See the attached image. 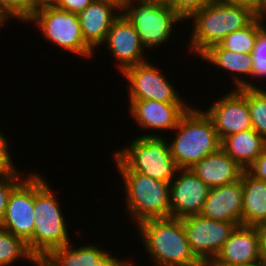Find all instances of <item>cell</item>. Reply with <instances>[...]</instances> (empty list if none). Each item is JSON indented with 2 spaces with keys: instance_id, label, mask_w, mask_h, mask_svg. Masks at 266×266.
<instances>
[{
  "instance_id": "1",
  "label": "cell",
  "mask_w": 266,
  "mask_h": 266,
  "mask_svg": "<svg viewBox=\"0 0 266 266\" xmlns=\"http://www.w3.org/2000/svg\"><path fill=\"white\" fill-rule=\"evenodd\" d=\"M135 229L152 266H190L199 261L187 240L182 218L148 219Z\"/></svg>"
},
{
  "instance_id": "2",
  "label": "cell",
  "mask_w": 266,
  "mask_h": 266,
  "mask_svg": "<svg viewBox=\"0 0 266 266\" xmlns=\"http://www.w3.org/2000/svg\"><path fill=\"white\" fill-rule=\"evenodd\" d=\"M201 109L190 105L174 129L175 137H169L171 155L178 169H190L220 148L217 131L210 117Z\"/></svg>"
},
{
  "instance_id": "3",
  "label": "cell",
  "mask_w": 266,
  "mask_h": 266,
  "mask_svg": "<svg viewBox=\"0 0 266 266\" xmlns=\"http://www.w3.org/2000/svg\"><path fill=\"white\" fill-rule=\"evenodd\" d=\"M256 15L250 10L219 0L210 2L190 19L193 25L188 50L199 57L209 47L221 42L228 34L250 25ZM192 52V53H191Z\"/></svg>"
},
{
  "instance_id": "4",
  "label": "cell",
  "mask_w": 266,
  "mask_h": 266,
  "mask_svg": "<svg viewBox=\"0 0 266 266\" xmlns=\"http://www.w3.org/2000/svg\"><path fill=\"white\" fill-rule=\"evenodd\" d=\"M116 168L123 179L125 210L136 226L148 219L170 218V183L131 171L115 154Z\"/></svg>"
},
{
  "instance_id": "5",
  "label": "cell",
  "mask_w": 266,
  "mask_h": 266,
  "mask_svg": "<svg viewBox=\"0 0 266 266\" xmlns=\"http://www.w3.org/2000/svg\"><path fill=\"white\" fill-rule=\"evenodd\" d=\"M42 177V174L34 173L33 254L39 261L51 250L71 241L59 200L52 186Z\"/></svg>"
},
{
  "instance_id": "6",
  "label": "cell",
  "mask_w": 266,
  "mask_h": 266,
  "mask_svg": "<svg viewBox=\"0 0 266 266\" xmlns=\"http://www.w3.org/2000/svg\"><path fill=\"white\" fill-rule=\"evenodd\" d=\"M121 12L132 23L147 51L169 42L174 27L183 22L166 0H126Z\"/></svg>"
},
{
  "instance_id": "7",
  "label": "cell",
  "mask_w": 266,
  "mask_h": 266,
  "mask_svg": "<svg viewBox=\"0 0 266 266\" xmlns=\"http://www.w3.org/2000/svg\"><path fill=\"white\" fill-rule=\"evenodd\" d=\"M169 140L164 137L136 136L128 147L115 154L131 171L162 182L171 183L178 167L171 155Z\"/></svg>"
},
{
  "instance_id": "8",
  "label": "cell",
  "mask_w": 266,
  "mask_h": 266,
  "mask_svg": "<svg viewBox=\"0 0 266 266\" xmlns=\"http://www.w3.org/2000/svg\"><path fill=\"white\" fill-rule=\"evenodd\" d=\"M32 23L50 44L76 56L93 58L94 51L85 43L78 14L55 6L40 8L26 23Z\"/></svg>"
},
{
  "instance_id": "9",
  "label": "cell",
  "mask_w": 266,
  "mask_h": 266,
  "mask_svg": "<svg viewBox=\"0 0 266 266\" xmlns=\"http://www.w3.org/2000/svg\"><path fill=\"white\" fill-rule=\"evenodd\" d=\"M149 60L126 68L121 74L127 81L128 100H155L164 103H187L166 79L163 70Z\"/></svg>"
},
{
  "instance_id": "10",
  "label": "cell",
  "mask_w": 266,
  "mask_h": 266,
  "mask_svg": "<svg viewBox=\"0 0 266 266\" xmlns=\"http://www.w3.org/2000/svg\"><path fill=\"white\" fill-rule=\"evenodd\" d=\"M192 252L199 260H214L236 223L222 222L197 215L182 218Z\"/></svg>"
},
{
  "instance_id": "11",
  "label": "cell",
  "mask_w": 266,
  "mask_h": 266,
  "mask_svg": "<svg viewBox=\"0 0 266 266\" xmlns=\"http://www.w3.org/2000/svg\"><path fill=\"white\" fill-rule=\"evenodd\" d=\"M29 174L11 192L0 228L23 239L33 253L34 172Z\"/></svg>"
},
{
  "instance_id": "12",
  "label": "cell",
  "mask_w": 266,
  "mask_h": 266,
  "mask_svg": "<svg viewBox=\"0 0 266 266\" xmlns=\"http://www.w3.org/2000/svg\"><path fill=\"white\" fill-rule=\"evenodd\" d=\"M222 94L223 96L217 97V101L204 110L210 117L220 141L229 135L253 129L248 109L247 88L231 89Z\"/></svg>"
},
{
  "instance_id": "13",
  "label": "cell",
  "mask_w": 266,
  "mask_h": 266,
  "mask_svg": "<svg viewBox=\"0 0 266 266\" xmlns=\"http://www.w3.org/2000/svg\"><path fill=\"white\" fill-rule=\"evenodd\" d=\"M187 104L164 103L155 100H129L128 110L137 127L143 128V131H152L151 135L146 133L139 136L164 137L163 134L160 135V132L155 134L154 131L173 132L181 116L189 109L190 106Z\"/></svg>"
},
{
  "instance_id": "14",
  "label": "cell",
  "mask_w": 266,
  "mask_h": 266,
  "mask_svg": "<svg viewBox=\"0 0 266 266\" xmlns=\"http://www.w3.org/2000/svg\"><path fill=\"white\" fill-rule=\"evenodd\" d=\"M103 45L104 48L107 46V50L114 58V63L117 62L115 68L120 71V74L126 68L148 60L146 49L142 46L138 33L123 13L111 25Z\"/></svg>"
},
{
  "instance_id": "15",
  "label": "cell",
  "mask_w": 266,
  "mask_h": 266,
  "mask_svg": "<svg viewBox=\"0 0 266 266\" xmlns=\"http://www.w3.org/2000/svg\"><path fill=\"white\" fill-rule=\"evenodd\" d=\"M170 183L171 218L200 214L210 188L191 169H178Z\"/></svg>"
},
{
  "instance_id": "16",
  "label": "cell",
  "mask_w": 266,
  "mask_h": 266,
  "mask_svg": "<svg viewBox=\"0 0 266 266\" xmlns=\"http://www.w3.org/2000/svg\"><path fill=\"white\" fill-rule=\"evenodd\" d=\"M119 259L99 245L89 243L74 247L72 241L51 250L40 263L43 266H133L128 259Z\"/></svg>"
},
{
  "instance_id": "17",
  "label": "cell",
  "mask_w": 266,
  "mask_h": 266,
  "mask_svg": "<svg viewBox=\"0 0 266 266\" xmlns=\"http://www.w3.org/2000/svg\"><path fill=\"white\" fill-rule=\"evenodd\" d=\"M263 258L258 227L237 226L214 261L219 266H244Z\"/></svg>"
},
{
  "instance_id": "18",
  "label": "cell",
  "mask_w": 266,
  "mask_h": 266,
  "mask_svg": "<svg viewBox=\"0 0 266 266\" xmlns=\"http://www.w3.org/2000/svg\"><path fill=\"white\" fill-rule=\"evenodd\" d=\"M242 205L243 186L240 179L235 183L211 188L200 215L241 226Z\"/></svg>"
},
{
  "instance_id": "19",
  "label": "cell",
  "mask_w": 266,
  "mask_h": 266,
  "mask_svg": "<svg viewBox=\"0 0 266 266\" xmlns=\"http://www.w3.org/2000/svg\"><path fill=\"white\" fill-rule=\"evenodd\" d=\"M121 11L122 8L116 3L94 0L78 14L84 41L93 51L101 49L111 25Z\"/></svg>"
},
{
  "instance_id": "20",
  "label": "cell",
  "mask_w": 266,
  "mask_h": 266,
  "mask_svg": "<svg viewBox=\"0 0 266 266\" xmlns=\"http://www.w3.org/2000/svg\"><path fill=\"white\" fill-rule=\"evenodd\" d=\"M198 58L215 68L231 73L234 87L232 89L248 88L253 78V57L251 54L237 53L221 48L218 44L209 47ZM238 74V75H237ZM243 75V76H242ZM248 79H246V77ZM243 78V79H242Z\"/></svg>"
},
{
  "instance_id": "21",
  "label": "cell",
  "mask_w": 266,
  "mask_h": 266,
  "mask_svg": "<svg viewBox=\"0 0 266 266\" xmlns=\"http://www.w3.org/2000/svg\"><path fill=\"white\" fill-rule=\"evenodd\" d=\"M190 169L210 189L237 182L244 171L221 147Z\"/></svg>"
},
{
  "instance_id": "22",
  "label": "cell",
  "mask_w": 266,
  "mask_h": 266,
  "mask_svg": "<svg viewBox=\"0 0 266 266\" xmlns=\"http://www.w3.org/2000/svg\"><path fill=\"white\" fill-rule=\"evenodd\" d=\"M243 186L242 226L259 227L266 219V181L246 170L241 175Z\"/></svg>"
},
{
  "instance_id": "23",
  "label": "cell",
  "mask_w": 266,
  "mask_h": 266,
  "mask_svg": "<svg viewBox=\"0 0 266 266\" xmlns=\"http://www.w3.org/2000/svg\"><path fill=\"white\" fill-rule=\"evenodd\" d=\"M220 147L244 170L266 149V140L254 129L224 137Z\"/></svg>"
},
{
  "instance_id": "24",
  "label": "cell",
  "mask_w": 266,
  "mask_h": 266,
  "mask_svg": "<svg viewBox=\"0 0 266 266\" xmlns=\"http://www.w3.org/2000/svg\"><path fill=\"white\" fill-rule=\"evenodd\" d=\"M19 259L37 266L40 261L21 238L0 228V266H13Z\"/></svg>"
},
{
  "instance_id": "25",
  "label": "cell",
  "mask_w": 266,
  "mask_h": 266,
  "mask_svg": "<svg viewBox=\"0 0 266 266\" xmlns=\"http://www.w3.org/2000/svg\"><path fill=\"white\" fill-rule=\"evenodd\" d=\"M264 25L259 19H255L247 27L228 34L218 45L237 53L251 54L255 46L258 31Z\"/></svg>"
},
{
  "instance_id": "26",
  "label": "cell",
  "mask_w": 266,
  "mask_h": 266,
  "mask_svg": "<svg viewBox=\"0 0 266 266\" xmlns=\"http://www.w3.org/2000/svg\"><path fill=\"white\" fill-rule=\"evenodd\" d=\"M266 87L247 88V102L252 128L266 140Z\"/></svg>"
},
{
  "instance_id": "27",
  "label": "cell",
  "mask_w": 266,
  "mask_h": 266,
  "mask_svg": "<svg viewBox=\"0 0 266 266\" xmlns=\"http://www.w3.org/2000/svg\"><path fill=\"white\" fill-rule=\"evenodd\" d=\"M251 56L253 57V79L248 88H262L253 83L254 79L258 82L266 81V26H263L259 31L255 41L254 49ZM259 78V79H258Z\"/></svg>"
},
{
  "instance_id": "28",
  "label": "cell",
  "mask_w": 266,
  "mask_h": 266,
  "mask_svg": "<svg viewBox=\"0 0 266 266\" xmlns=\"http://www.w3.org/2000/svg\"><path fill=\"white\" fill-rule=\"evenodd\" d=\"M26 172L25 169L0 171V223L5 216L11 192L29 175Z\"/></svg>"
},
{
  "instance_id": "29",
  "label": "cell",
  "mask_w": 266,
  "mask_h": 266,
  "mask_svg": "<svg viewBox=\"0 0 266 266\" xmlns=\"http://www.w3.org/2000/svg\"><path fill=\"white\" fill-rule=\"evenodd\" d=\"M0 9L9 20L26 23L36 13V0H0Z\"/></svg>"
},
{
  "instance_id": "30",
  "label": "cell",
  "mask_w": 266,
  "mask_h": 266,
  "mask_svg": "<svg viewBox=\"0 0 266 266\" xmlns=\"http://www.w3.org/2000/svg\"><path fill=\"white\" fill-rule=\"evenodd\" d=\"M215 0H166L170 8L183 20H188L203 7Z\"/></svg>"
},
{
  "instance_id": "31",
  "label": "cell",
  "mask_w": 266,
  "mask_h": 266,
  "mask_svg": "<svg viewBox=\"0 0 266 266\" xmlns=\"http://www.w3.org/2000/svg\"><path fill=\"white\" fill-rule=\"evenodd\" d=\"M8 138L4 135L0 129V171L15 170L18 169L15 164H13L12 154L10 152Z\"/></svg>"
},
{
  "instance_id": "32",
  "label": "cell",
  "mask_w": 266,
  "mask_h": 266,
  "mask_svg": "<svg viewBox=\"0 0 266 266\" xmlns=\"http://www.w3.org/2000/svg\"><path fill=\"white\" fill-rule=\"evenodd\" d=\"M93 1L94 0H57L54 6L63 11L79 14Z\"/></svg>"
},
{
  "instance_id": "33",
  "label": "cell",
  "mask_w": 266,
  "mask_h": 266,
  "mask_svg": "<svg viewBox=\"0 0 266 266\" xmlns=\"http://www.w3.org/2000/svg\"><path fill=\"white\" fill-rule=\"evenodd\" d=\"M246 171L256 179L266 181V149L255 159Z\"/></svg>"
},
{
  "instance_id": "34",
  "label": "cell",
  "mask_w": 266,
  "mask_h": 266,
  "mask_svg": "<svg viewBox=\"0 0 266 266\" xmlns=\"http://www.w3.org/2000/svg\"><path fill=\"white\" fill-rule=\"evenodd\" d=\"M219 1L229 4V5H234V6L248 9L252 13L257 15L261 7L262 0H219Z\"/></svg>"
},
{
  "instance_id": "35",
  "label": "cell",
  "mask_w": 266,
  "mask_h": 266,
  "mask_svg": "<svg viewBox=\"0 0 266 266\" xmlns=\"http://www.w3.org/2000/svg\"><path fill=\"white\" fill-rule=\"evenodd\" d=\"M258 228L261 233L263 259L266 260V225H260Z\"/></svg>"
},
{
  "instance_id": "36",
  "label": "cell",
  "mask_w": 266,
  "mask_h": 266,
  "mask_svg": "<svg viewBox=\"0 0 266 266\" xmlns=\"http://www.w3.org/2000/svg\"><path fill=\"white\" fill-rule=\"evenodd\" d=\"M256 18L259 19L264 26H266V0L261 1V7L256 15Z\"/></svg>"
},
{
  "instance_id": "37",
  "label": "cell",
  "mask_w": 266,
  "mask_h": 266,
  "mask_svg": "<svg viewBox=\"0 0 266 266\" xmlns=\"http://www.w3.org/2000/svg\"><path fill=\"white\" fill-rule=\"evenodd\" d=\"M57 0H36V12L45 6H54Z\"/></svg>"
},
{
  "instance_id": "38",
  "label": "cell",
  "mask_w": 266,
  "mask_h": 266,
  "mask_svg": "<svg viewBox=\"0 0 266 266\" xmlns=\"http://www.w3.org/2000/svg\"><path fill=\"white\" fill-rule=\"evenodd\" d=\"M190 266H219L214 260H199L197 263Z\"/></svg>"
},
{
  "instance_id": "39",
  "label": "cell",
  "mask_w": 266,
  "mask_h": 266,
  "mask_svg": "<svg viewBox=\"0 0 266 266\" xmlns=\"http://www.w3.org/2000/svg\"><path fill=\"white\" fill-rule=\"evenodd\" d=\"M7 20L9 21V19L7 18V16L0 9V28H2L3 25H5L8 22Z\"/></svg>"
},
{
  "instance_id": "40",
  "label": "cell",
  "mask_w": 266,
  "mask_h": 266,
  "mask_svg": "<svg viewBox=\"0 0 266 266\" xmlns=\"http://www.w3.org/2000/svg\"><path fill=\"white\" fill-rule=\"evenodd\" d=\"M244 266H266V260H264L263 258L260 259L257 262L251 263V264H246Z\"/></svg>"
},
{
  "instance_id": "41",
  "label": "cell",
  "mask_w": 266,
  "mask_h": 266,
  "mask_svg": "<svg viewBox=\"0 0 266 266\" xmlns=\"http://www.w3.org/2000/svg\"><path fill=\"white\" fill-rule=\"evenodd\" d=\"M104 1H109V2H112V3H116L122 8V0H104Z\"/></svg>"
},
{
  "instance_id": "42",
  "label": "cell",
  "mask_w": 266,
  "mask_h": 266,
  "mask_svg": "<svg viewBox=\"0 0 266 266\" xmlns=\"http://www.w3.org/2000/svg\"><path fill=\"white\" fill-rule=\"evenodd\" d=\"M261 225H266V219H265V221Z\"/></svg>"
}]
</instances>
